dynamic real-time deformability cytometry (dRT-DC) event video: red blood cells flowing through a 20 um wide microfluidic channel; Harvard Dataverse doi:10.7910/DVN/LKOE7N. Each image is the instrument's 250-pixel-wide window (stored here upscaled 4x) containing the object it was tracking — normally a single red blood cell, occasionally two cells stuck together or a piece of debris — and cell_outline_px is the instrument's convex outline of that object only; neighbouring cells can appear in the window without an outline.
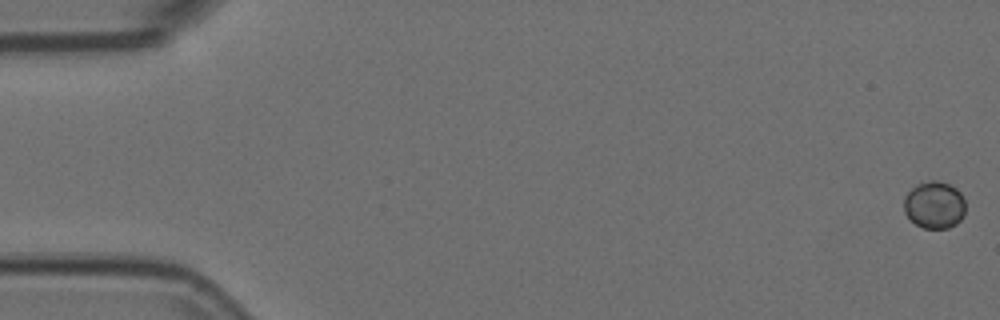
{"species": "Egyptian fruit bat (a non-hibernating species)", "species_latin": "Rousettus aegyptiacus", "temperature_condition": "room temperature", "stored_images_in_passage": 55, "camera_frame_rate_fps": 3000, "um_per_image_px": 0.085, "animal": {"sex": "female"}, "frame": {"image": 1, "passage_image": 1, "time_ms": 0.0, "image_size_px": [1000, 320], "cell_outline_px": [[964, 216], [956, 224], [948, 228], [924, 228], [908, 220], [904, 212], [904, 196], [916, 184], [928, 180], [936, 180], [948, 184], [956, 188], [960, 192], [964, 200]], "centroid_in_image_um": [79.39, 17.42], "position_along_channel_um": 5.6, "area_um2": 17.11}}
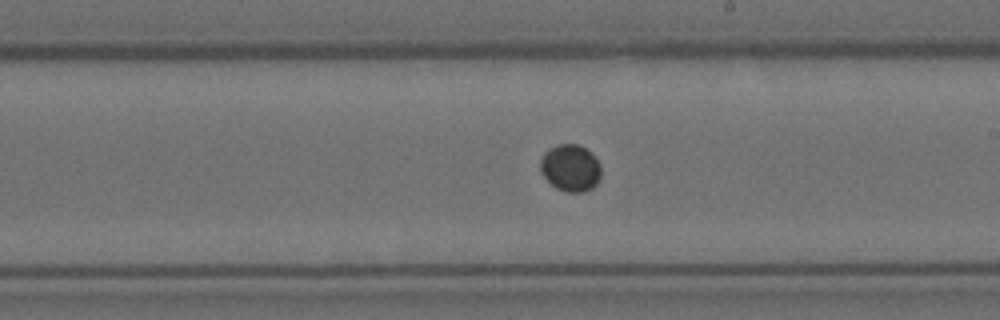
{"frame": {"image": 2, "passage_image": 32, "time_ms": 10.333, "image_size_px": [1000, 320], "cell_outline_px": [[600, 176], [596, 184], [592, 188], [584, 192], [564, 192], [556, 188], [540, 172], [540, 160], [544, 152], [548, 148], [556, 144], [576, 144], [584, 148], [600, 164]], "centroid_in_image_um": [48.45, 14.28], "position_along_channel_um": 240.6, "area_um2": 16.53}}
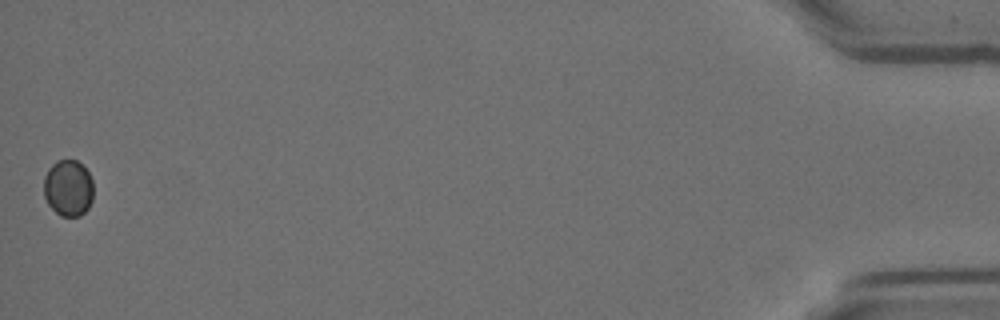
{"frame": {"image": 3, "passage_image": 55, "time_ms": 18.0, "image_size_px": [1000, 320], "cell_outline_px": [[92, 200], [88, 208], [80, 216], [60, 216], [48, 204], [44, 196], [44, 176], [48, 168], [56, 160], [76, 160], [88, 172], [92, 180]], "centroid_in_image_um": [5.78, 15.98], "position_along_channel_um": 429.4, "area_um2": 16.3}}